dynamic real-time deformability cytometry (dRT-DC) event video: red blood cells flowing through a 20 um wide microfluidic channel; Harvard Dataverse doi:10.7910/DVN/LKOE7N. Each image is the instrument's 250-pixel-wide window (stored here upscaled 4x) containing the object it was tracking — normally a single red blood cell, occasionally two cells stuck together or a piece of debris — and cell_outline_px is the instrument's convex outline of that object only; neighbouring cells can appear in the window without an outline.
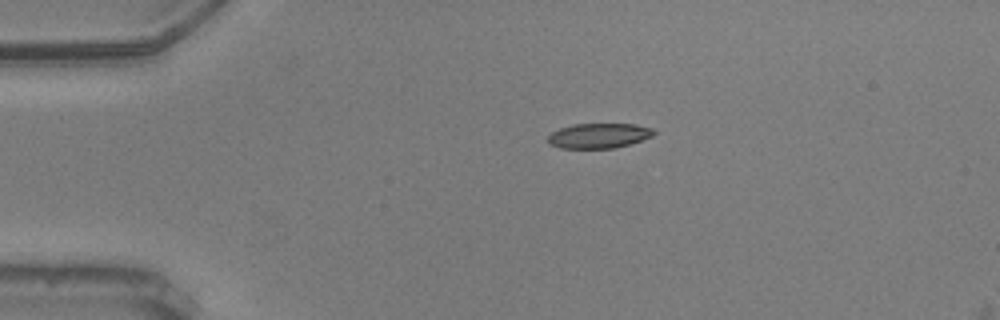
{"species": "common noctule bat (a hibernating species)", "species_latin": "Nyctalus noctula", "temperature_condition": "warm", "stored_images_in_passage": 37, "camera_frame_rate_fps": 3000, "um_per_image_px": 0.085, "animal": {"sex": "male", "body_mass_g": 20.5, "forearm_length_mm": 52.5}, "frame": {"image": 1, "passage_image": 1, "time_ms": 0.0, "image_size_px": [1000, 320], "cell_outline_px": [[656, 132], [652, 136], [628, 144], [612, 148], [560, 148], [552, 144], [548, 140], [548, 136], [552, 132], [560, 128], [572, 124], [636, 124], [652, 128]], "centroid_in_image_um": [50.9, 11.52], "position_along_channel_um": 34.1, "area_um2": 15.2}}
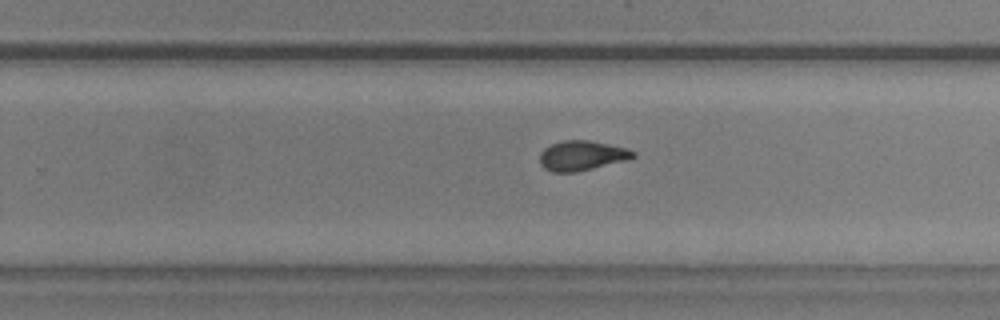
{"frame": {"image": 2, "passage_image": 25, "time_ms": 8.0, "image_size_px": [1000, 320], "cell_outline_px": [[636, 156], [628, 160], [576, 172], [552, 172], [544, 168], [540, 164], [540, 152], [544, 148], [552, 144], [564, 140], [588, 140], [608, 144], [624, 148], [636, 152]], "centroid_in_image_um": [49.45, 13.23], "position_along_channel_um": 280.4, "area_um2": 16.18}}
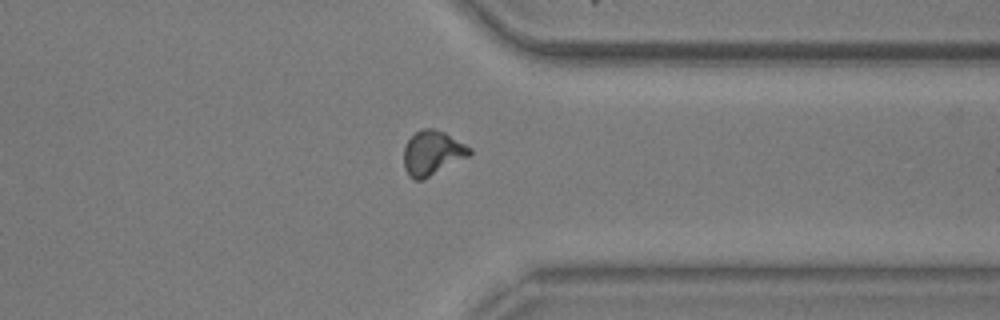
{"frame": {"image": 3, "passage_image": 33, "time_ms": 10.667, "image_size_px": [1000, 320], "cell_outline_px": [[472, 152], [468, 156], [424, 180], [412, 180], [408, 176], [404, 168], [404, 148], [408, 140], [420, 128], [432, 128], [444, 132], [472, 148]], "centroid_in_image_um": [36.73, 13.02], "position_along_channel_um": 374.7, "area_um2": 17.11}, "authors_computed_cell_mechanics": {"area_um2": 16.3574, "velocity_mm_per_s": 3.6335, "shape_relaxation_time_tau1_ms": 6.5544, "shape_relaxation_time_tau2_ms": 2.5254, "deformation_change_tau1": 0.1973, "deformation_change_tau2": 0.0859}}